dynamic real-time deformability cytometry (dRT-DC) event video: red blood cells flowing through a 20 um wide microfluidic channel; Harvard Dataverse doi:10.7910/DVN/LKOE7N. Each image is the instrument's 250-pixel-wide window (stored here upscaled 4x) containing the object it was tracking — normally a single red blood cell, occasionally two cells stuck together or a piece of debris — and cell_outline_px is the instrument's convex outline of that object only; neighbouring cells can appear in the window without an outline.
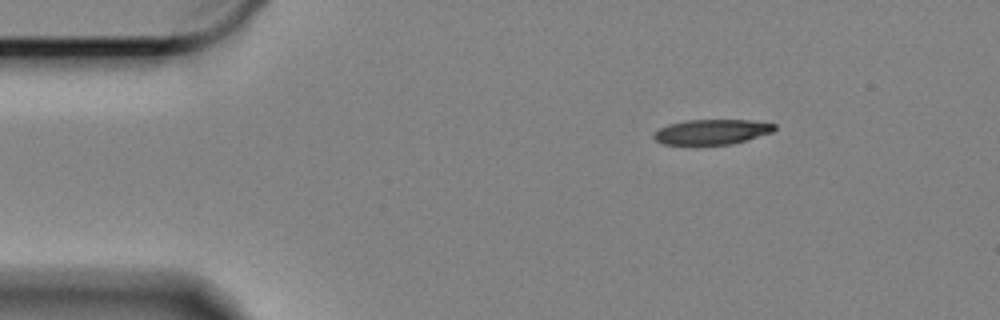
{"species": "Egyptian fruit bat (a non-hibernating species)", "species_latin": "Rousettus aegyptiacus", "temperature_condition": "cold", "stored_images_in_passage": 52, "camera_frame_rate_fps": 3000, "um_per_image_px": 0.085, "animal": {"sex": "female"}, "frame": {"image": 1, "passage_image": 1, "time_ms": 0.0, "image_size_px": [1000, 320], "cell_outline_px": [[776, 128], [772, 132], [748, 140], [732, 144], [664, 144], [656, 140], [652, 136], [660, 128], [668, 124], [684, 120], [752, 120], [776, 124]], "centroid_in_image_um": [60.54, 11.2], "position_along_channel_um": 24.5, "area_um2": 17.57}}
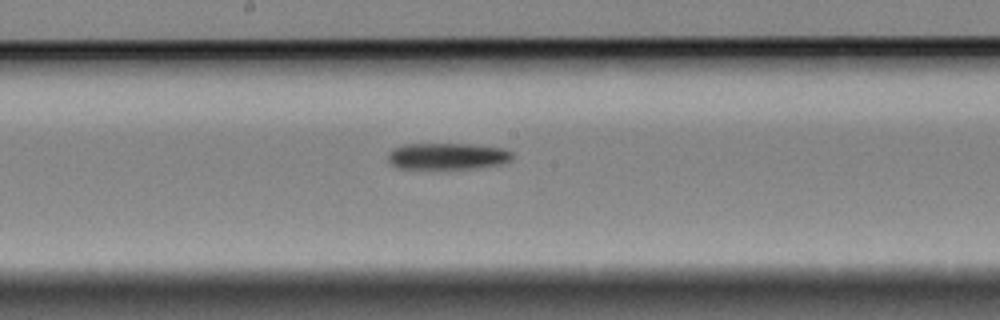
{"frame": {"image": 2, "passage_image": 23, "time_ms": 7.333, "image_size_px": [1000, 320], "cell_outline_px": [[512, 160], [500, 164], [476, 168], [396, 168], [388, 160], [388, 152], [392, 148], [404, 144], [468, 144], [504, 148], [512, 152]], "centroid_in_image_um": [38.02, 13.27], "position_along_channel_um": 210.2, "area_um2": 19.19}}
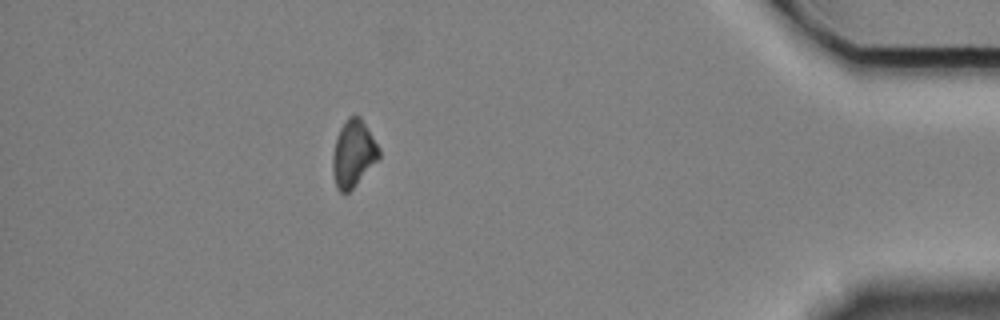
{"frame": {"image": 3, "passage_image": 45, "time_ms": 14.667, "image_size_px": [1000, 320], "cell_outline_px": [[380, 156], [352, 188], [348, 192], [340, 192], [336, 188], [332, 168], [332, 156], [336, 136], [340, 128], [348, 116], [360, 116], [380, 148]], "centroid_in_image_um": [30.01, 13.03], "position_along_channel_um": 405.2, "area_um2": 17.8}}